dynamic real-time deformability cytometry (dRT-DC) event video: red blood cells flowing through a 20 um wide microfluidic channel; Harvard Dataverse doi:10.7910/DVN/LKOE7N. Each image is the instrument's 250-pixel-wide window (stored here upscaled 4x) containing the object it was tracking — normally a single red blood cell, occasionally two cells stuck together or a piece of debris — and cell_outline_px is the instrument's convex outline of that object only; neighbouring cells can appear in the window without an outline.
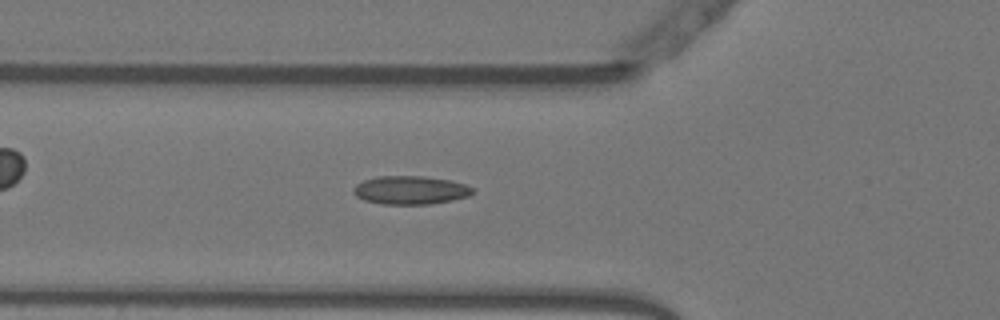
{"species": "Egyptian fruit bat (a non-hibernating species)", "species_latin": "Rousettus aegyptiacus", "temperature_condition": "warm", "stored_images_in_passage": 44, "camera_frame_rate_fps": 3000, "um_per_image_px": 0.085, "animal": {"sex": "female"}, "frame": {"image": 1, "passage_image": 14, "time_ms": 4.333, "image_size_px": [1000, 320], "cell_outline_px": [[472, 192], [468, 196], [452, 200], [432, 204], [380, 204], [364, 200], [356, 196], [352, 192], [352, 188], [356, 184], [364, 180], [376, 176], [424, 176], [448, 180], [464, 184], [472, 188]], "centroid_in_image_um": [34.82, 16.16], "position_along_channel_um": 91.0, "area_um2": 19.71}}
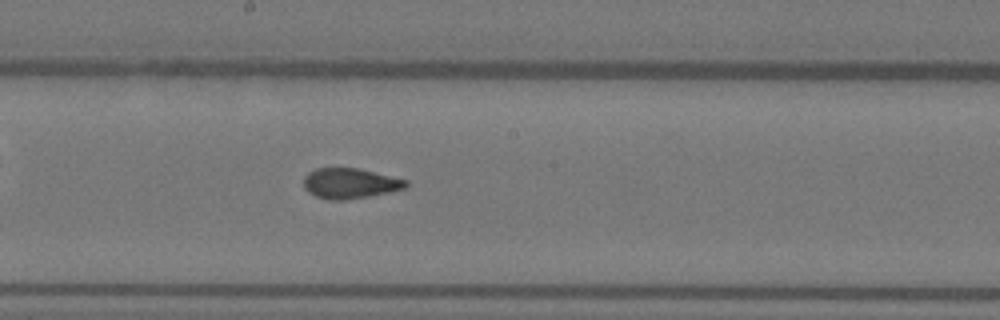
{"frame": {"image": 2, "passage_image": 24, "time_ms": 7.667, "image_size_px": [1000, 320], "cell_outline_px": [[408, 184], [404, 188], [388, 192], [368, 196], [344, 200], [328, 200], [316, 196], [308, 192], [304, 188], [304, 176], [308, 172], [316, 168], [360, 168], [408, 180]], "centroid_in_image_um": [29.73, 15.58], "position_along_channel_um": 218.5, "area_um2": 18.09}}
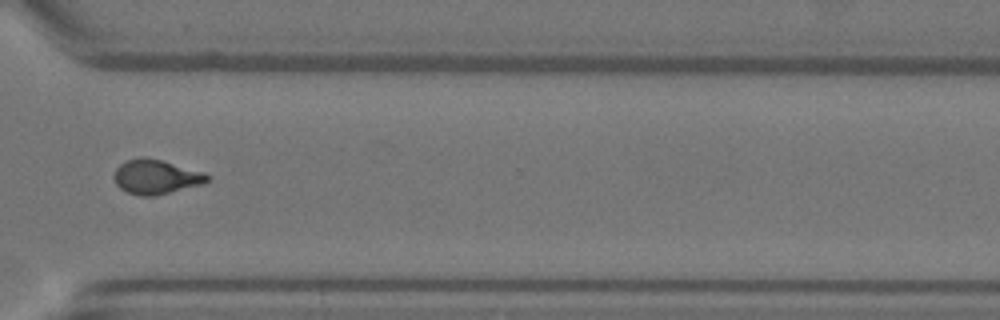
{"frame": {"image": 3, "passage_image": 35, "time_ms": 11.333, "image_size_px": [1000, 320], "cell_outline_px": [[212, 176], [204, 184], [156, 196], [140, 196], [128, 192], [120, 188], [116, 184], [112, 176], [116, 168], [124, 160], [140, 156], [148, 156], [204, 172]], "centroid_in_image_um": [13.25, 15.02], "position_along_channel_um": 357.3, "area_um2": 19.19}, "authors_computed_cell_mechanics": {"area_um2": 18.7561, "velocity_mm_per_s": 3.8003, "shape_relaxation_time_tau1_ms": null, "shape_relaxation_time_tau2_ms": 1.036, "deformation_change_tau1": null, "deformation_change_tau2": 0.0717}}